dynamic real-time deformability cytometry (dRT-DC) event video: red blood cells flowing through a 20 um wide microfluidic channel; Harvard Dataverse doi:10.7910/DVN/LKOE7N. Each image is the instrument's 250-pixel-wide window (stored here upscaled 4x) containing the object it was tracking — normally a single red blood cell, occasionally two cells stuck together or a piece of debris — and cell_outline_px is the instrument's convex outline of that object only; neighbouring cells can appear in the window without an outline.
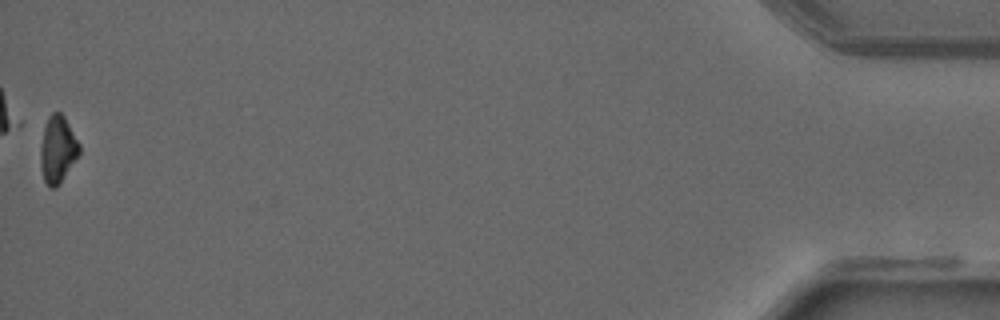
{"species": "common noctule bat (a hibernating species)", "species_latin": "Nyctalus noctula", "temperature_condition": "warm", "stored_images_in_passage": 36, "camera_frame_rate_fps": 3000, "um_per_image_px": 0.085, "animal": {"sex": "male", "forearm_length_mm": 52.5}, "frame": {"image": 1, "passage_image": 36, "time_ms": 11.667, "image_size_px": [1000, 320], "cell_outline_px": [[80, 152], [60, 184], [56, 188], [48, 188], [44, 180], [40, 168], [40, 148], [44, 128], [48, 116], [52, 112], [60, 112], [64, 116], [80, 144]], "centroid_in_image_um": [4.89, 12.72], "position_along_channel_um": 430.3, "area_um2": 15.26}}